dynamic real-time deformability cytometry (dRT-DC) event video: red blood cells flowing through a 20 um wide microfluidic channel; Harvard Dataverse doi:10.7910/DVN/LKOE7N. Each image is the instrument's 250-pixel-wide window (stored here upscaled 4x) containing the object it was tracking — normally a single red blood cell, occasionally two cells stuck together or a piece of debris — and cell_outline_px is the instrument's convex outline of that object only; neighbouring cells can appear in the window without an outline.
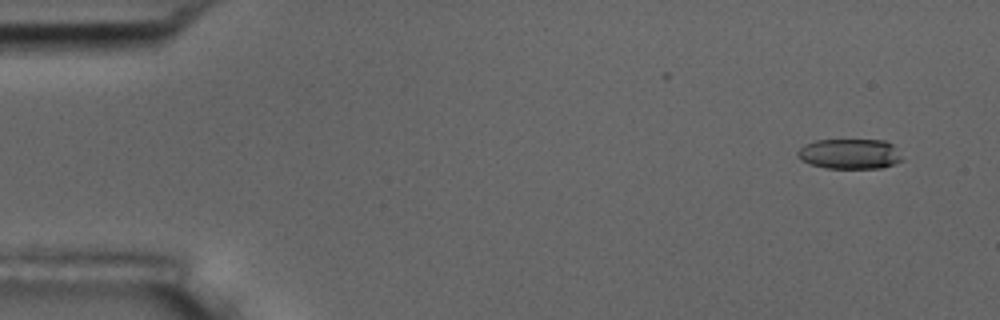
{"species": "common noctule bat (a hibernating species)", "species_latin": "Nyctalus noctula", "temperature_condition": "room temperature", "stored_images_in_passage": 4, "camera_frame_rate_fps": 3000, "um_per_image_px": 0.085, "animal": {"sex": "male", "body_mass_g": 17.5, "forearm_length_mm": 52.3}, "frame": {"image": 1, "passage_image": 1, "time_ms": 0.0, "image_size_px": [1000, 320], "cell_outline_px": [[904, 160], [880, 168], [824, 168], [800, 160], [796, 156], [796, 152], [804, 144], [816, 140], [884, 140], [892, 144]], "centroid_in_image_um": [72.19, 13.08], "position_along_channel_um": 12.8, "area_um2": 18.38}}
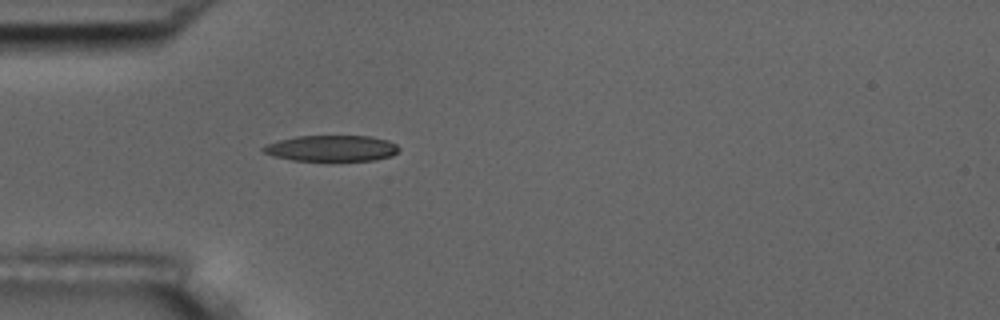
{"frame": {"image": 2, "passage_image": 4, "time_ms": 4.333, "image_size_px": [1000, 320], "cell_outline_px": [[400, 148], [392, 156], [376, 160], [292, 160], [272, 156], [264, 152], [260, 148], [264, 144], [296, 136], [368, 136], [388, 140], [396, 144]], "centroid_in_image_um": [28.16, 12.6], "position_along_channel_um": 56.8, "area_um2": 20.52}}